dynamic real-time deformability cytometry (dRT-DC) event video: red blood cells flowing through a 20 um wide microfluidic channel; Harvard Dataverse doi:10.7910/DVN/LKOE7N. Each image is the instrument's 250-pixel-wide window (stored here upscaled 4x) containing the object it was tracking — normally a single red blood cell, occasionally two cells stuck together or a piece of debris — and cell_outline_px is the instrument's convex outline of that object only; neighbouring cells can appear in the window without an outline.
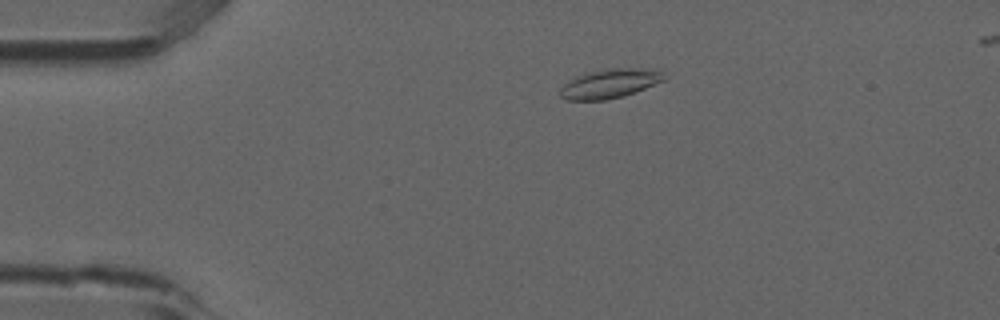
{"species": "common noctule bat (a hibernating species)", "species_latin": "Nyctalus noctula", "temperature_condition": "room temperature", "stored_images_in_passage": 4, "camera_frame_rate_fps": 3000, "um_per_image_px": 0.085, "animal": {"sex": "male", "forearm_length_mm": 52.5}, "frame": {"image": 1, "passage_image": 3, "time_ms": 0.667, "image_size_px": [1000, 320], "cell_outline_px": [[664, 80], [624, 96], [604, 100], [568, 100], [560, 96], [560, 88], [564, 84], [576, 76], [608, 68], [632, 68], [660, 72]], "centroid_in_image_um": [51.74, 7.13], "position_along_channel_um": 33.3, "area_um2": 17.05}}